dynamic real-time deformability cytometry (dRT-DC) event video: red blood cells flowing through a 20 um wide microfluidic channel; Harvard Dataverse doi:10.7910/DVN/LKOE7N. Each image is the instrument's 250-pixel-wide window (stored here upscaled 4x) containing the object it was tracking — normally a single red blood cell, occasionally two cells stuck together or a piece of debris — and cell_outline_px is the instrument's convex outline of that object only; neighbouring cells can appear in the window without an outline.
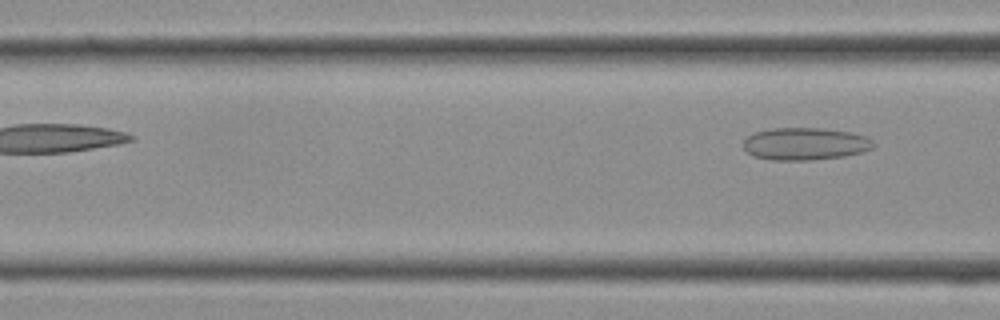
{"species": "Egyptian fruit bat (a non-hibernating species)", "species_latin": "Rousettus aegyptiacus", "temperature_condition": "cold", "stored_images_in_passage": 6, "segment_of_instrument_passage": [2, 2], "camera_frame_rate_fps": 3000, "um_per_image_px": 0.085, "frame": {"image": 1, "passage_image": 6, "time_ms": 1.667, "image_size_px": [1000, 320], "cell_outline_px": [[876, 144], [872, 148], [860, 152], [844, 156], [812, 160], [772, 160], [752, 156], [744, 148], [744, 140], [748, 136], [756, 132], [772, 128], [824, 128], [852, 132], [864, 136], [872, 140]], "centroid_in_image_um": [68.44, 12.22], "position_along_channel_um": 98.2, "area_um2": 24.57}}